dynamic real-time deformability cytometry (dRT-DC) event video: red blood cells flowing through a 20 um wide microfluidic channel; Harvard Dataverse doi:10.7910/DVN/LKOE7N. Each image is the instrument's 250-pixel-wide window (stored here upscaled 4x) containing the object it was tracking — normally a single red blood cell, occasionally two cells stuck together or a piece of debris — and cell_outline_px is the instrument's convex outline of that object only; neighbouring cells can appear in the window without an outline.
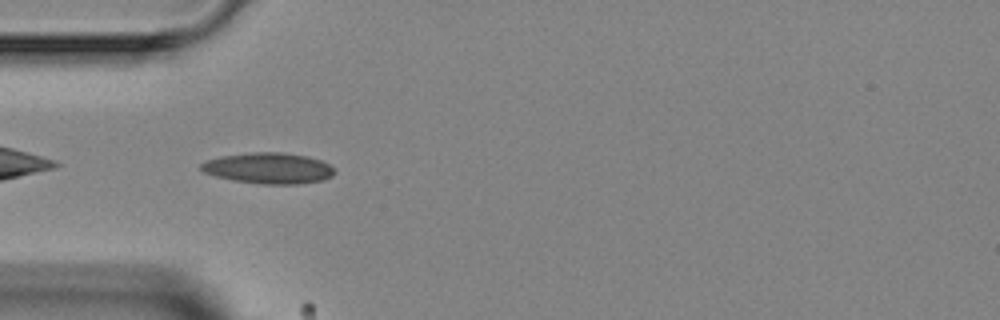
{"species": "Egyptian fruit bat (a non-hibernating species)", "species_latin": "Rousettus aegyptiacus", "temperature_condition": "room temperature", "stored_images_in_passage": 5, "camera_frame_rate_fps": 3000, "um_per_image_px": 0.085, "animal": {"sex": "female"}, "frame": {"image": 1, "passage_image": 4, "time_ms": 3.333, "image_size_px": [1000, 320], "cell_outline_px": [[336, 172], [332, 176], [324, 180], [296, 184], [264, 184], [232, 180], [216, 176], [204, 172], [200, 168], [200, 164], [208, 160], [220, 156], [252, 152], [280, 152], [304, 156], [320, 160], [336, 168]], "centroid_in_image_um": [22.85, 14.3], "position_along_channel_um": 62.2, "area_um2": 23.99}}